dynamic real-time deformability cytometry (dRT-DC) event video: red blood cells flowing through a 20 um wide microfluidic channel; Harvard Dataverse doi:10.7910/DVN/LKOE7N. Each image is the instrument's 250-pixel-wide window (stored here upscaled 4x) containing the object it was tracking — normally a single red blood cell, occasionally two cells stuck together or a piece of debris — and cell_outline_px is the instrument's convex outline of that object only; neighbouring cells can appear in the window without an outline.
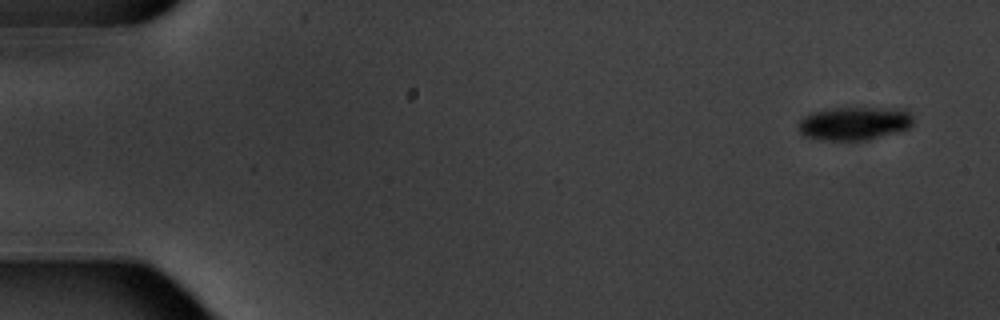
{"species": "common noctule bat (a hibernating species)", "species_latin": "Nyctalus noctula", "temperature_condition": "warm", "stored_images_in_passage": 11, "camera_frame_rate_fps": 3000, "um_per_image_px": 0.085, "animal": {"sex": "male", "body_mass_g": 20.1, "forearm_length_mm": 53.5}, "frame": {"image": 1, "passage_image": 1, "time_ms": 0.0, "image_size_px": [1000, 320], "cell_outline_px": [[912, 124], [908, 128], [896, 132], [868, 140], [824, 140], [804, 136], [796, 128], [800, 120], [804, 116], [812, 112], [836, 108], [904, 108], [912, 116]], "centroid_in_image_um": [72.6, 10.49], "position_along_channel_um": 12.4, "area_um2": 22.31}}
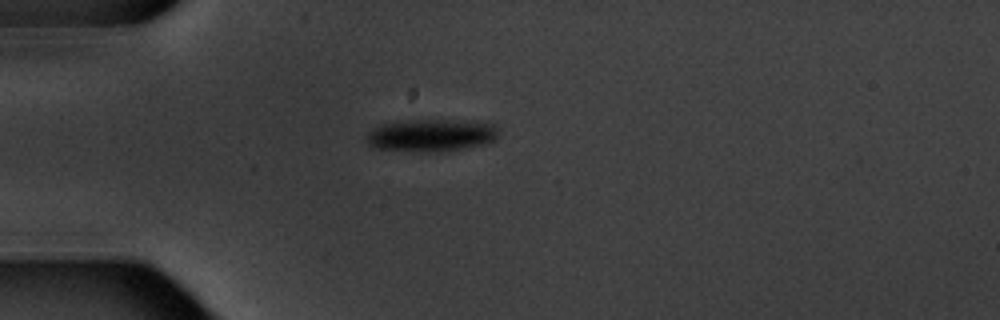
{"frame": {"image": 2, "passage_image": 4, "time_ms": 4.333, "image_size_px": [1000, 320], "cell_outline_px": [[500, 136], [496, 140], [488, 144], [444, 152], [428, 152], [372, 148], [364, 140], [364, 136], [368, 132], [384, 124], [416, 120], [476, 120], [496, 124], [500, 128]], "centroid_in_image_um": [36.78, 11.51], "position_along_channel_um": 48.2, "area_um2": 25.66}}
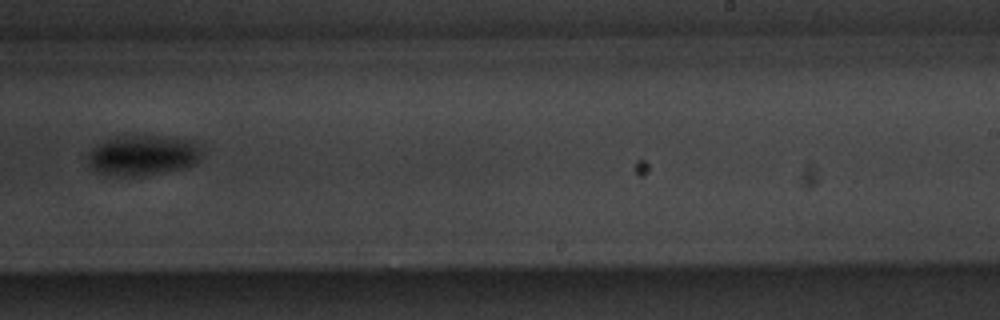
{"frame": {"image": 3, "passage_image": 10, "time_ms": 11.333, "image_size_px": [1000, 320], "cell_outline_px": [[200, 160], [184, 168], [144, 176], [108, 176], [96, 172], [88, 164], [88, 156], [92, 148], [124, 132], [132, 132], [168, 136], [188, 140], [200, 152]], "centroid_in_image_um": [12.06, 13.17], "position_along_channel_um": 276.9, "area_um2": 27.4}}